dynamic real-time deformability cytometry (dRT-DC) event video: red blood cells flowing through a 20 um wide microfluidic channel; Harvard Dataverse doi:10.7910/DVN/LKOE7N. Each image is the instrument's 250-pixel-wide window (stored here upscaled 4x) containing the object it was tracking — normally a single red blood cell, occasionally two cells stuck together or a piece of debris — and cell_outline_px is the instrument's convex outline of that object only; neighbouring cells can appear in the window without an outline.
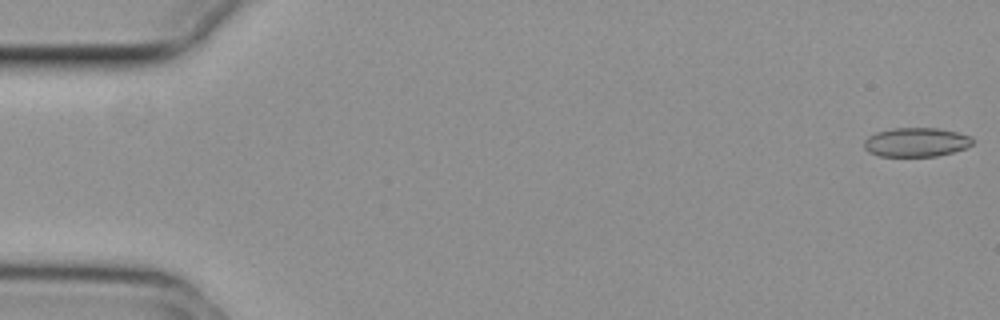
{"species": "common noctule bat (a hibernating species)", "species_latin": "Nyctalus noctula", "temperature_condition": "cold", "stored_images_in_passage": 14, "camera_frame_rate_fps": 3000, "um_per_image_px": 0.085, "animal": {"sex": "female", "body_mass_g": 29.2, "forearm_length_mm": 56.3}, "frame": {"image": 1, "passage_image": 1, "time_ms": 0.0, "image_size_px": [1000, 320], "cell_outline_px": [[972, 144], [964, 148], [952, 152], [936, 156], [880, 156], [868, 152], [864, 148], [864, 140], [868, 136], [876, 132], [892, 128], [936, 128], [956, 132], [972, 136]], "centroid_in_image_um": [77.84, 12.08], "position_along_channel_um": 7.2, "area_um2": 18.32}}